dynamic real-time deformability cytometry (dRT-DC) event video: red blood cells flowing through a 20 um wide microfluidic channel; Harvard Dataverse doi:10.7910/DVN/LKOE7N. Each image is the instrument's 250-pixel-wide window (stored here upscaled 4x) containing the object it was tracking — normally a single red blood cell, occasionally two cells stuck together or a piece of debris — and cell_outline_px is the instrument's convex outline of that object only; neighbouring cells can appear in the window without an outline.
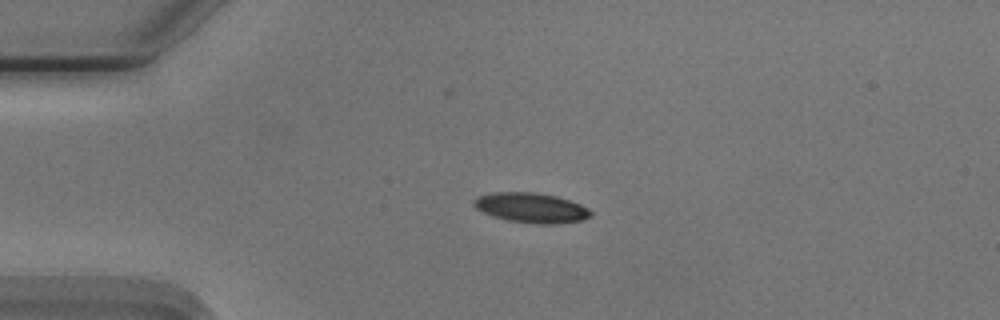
{"species": "Egyptian fruit bat (a non-hibernating species)", "species_latin": "Rousettus aegyptiacus", "temperature_condition": "cold", "stored_images_in_passage": 43, "camera_frame_rate_fps": 3000, "um_per_image_px": 0.085, "animal": {"sex": "male"}, "frame": {"image": 1, "passage_image": 1, "time_ms": 0.0, "image_size_px": [1000, 320], "cell_outline_px": [[592, 216], [584, 220], [556, 224], [536, 224], [508, 220], [492, 216], [476, 208], [472, 204], [472, 200], [476, 196], [492, 192], [536, 192], [556, 196], [580, 204], [588, 208], [592, 212]], "centroid_in_image_um": [45.14, 17.66], "position_along_channel_um": 39.9, "area_um2": 20.58}}
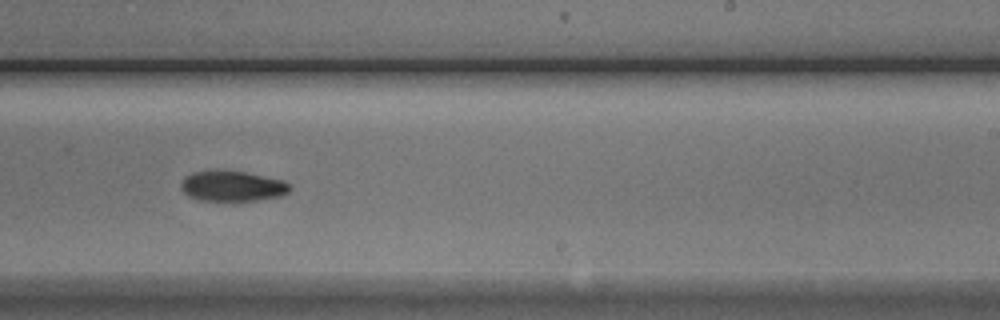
{"frame": {"image": 2, "passage_image": 22, "time_ms": 7.0, "image_size_px": [1000, 320], "cell_outline_px": [[292, 188], [288, 192], [280, 196], [256, 200], [200, 200], [188, 196], [180, 188], [180, 180], [184, 176], [192, 172], [216, 168], [224, 168], [284, 180]], "centroid_in_image_um": [19.68, 15.77], "position_along_channel_um": 269.3, "area_um2": 19.77}}
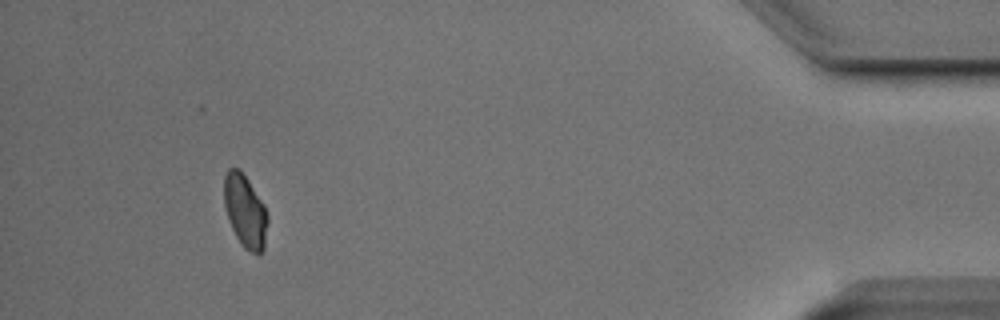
{"frame": {"image": 3, "passage_image": 39, "time_ms": 12.667, "image_size_px": [1000, 320], "cell_outline_px": [[268, 220], [264, 248], [260, 256], [244, 248], [240, 244], [228, 220], [224, 204], [224, 176], [228, 168], [240, 168], [264, 204], [268, 216]], "centroid_in_image_um": [20.84, 17.95], "position_along_channel_um": 414.4, "area_um2": 18.67}, "authors_computed_cell_mechanics": {"area_um2": 19.652, "velocity_mm_per_s": 3.7172, "shape_relaxation_time_tau1_ms": 3.4624, "shape_relaxation_time_tau2_ms": null, "deformation_change_tau1": 0.1027, "deformation_change_tau2": null}}